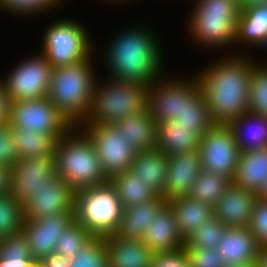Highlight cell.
Wrapping results in <instances>:
<instances>
[{"label":"cell","mask_w":267,"mask_h":267,"mask_svg":"<svg viewBox=\"0 0 267 267\" xmlns=\"http://www.w3.org/2000/svg\"><path fill=\"white\" fill-rule=\"evenodd\" d=\"M239 54L224 56L196 75L199 89L216 124L228 125L249 111V83L252 68L257 62L247 54Z\"/></svg>","instance_id":"cell-1"},{"label":"cell","mask_w":267,"mask_h":267,"mask_svg":"<svg viewBox=\"0 0 267 267\" xmlns=\"http://www.w3.org/2000/svg\"><path fill=\"white\" fill-rule=\"evenodd\" d=\"M147 27L127 29L113 37L105 55L109 79L150 85L161 75L162 50Z\"/></svg>","instance_id":"cell-2"},{"label":"cell","mask_w":267,"mask_h":267,"mask_svg":"<svg viewBox=\"0 0 267 267\" xmlns=\"http://www.w3.org/2000/svg\"><path fill=\"white\" fill-rule=\"evenodd\" d=\"M80 130L73 126L59 138L55 152L56 174L75 192L108 183L92 141Z\"/></svg>","instance_id":"cell-3"},{"label":"cell","mask_w":267,"mask_h":267,"mask_svg":"<svg viewBox=\"0 0 267 267\" xmlns=\"http://www.w3.org/2000/svg\"><path fill=\"white\" fill-rule=\"evenodd\" d=\"M91 61L92 55L74 64L54 67L51 73L47 97L76 127L89 112L93 88L98 79L94 76Z\"/></svg>","instance_id":"cell-4"},{"label":"cell","mask_w":267,"mask_h":267,"mask_svg":"<svg viewBox=\"0 0 267 267\" xmlns=\"http://www.w3.org/2000/svg\"><path fill=\"white\" fill-rule=\"evenodd\" d=\"M96 81L91 106L81 124H114L124 117L148 110V85L110 79Z\"/></svg>","instance_id":"cell-5"},{"label":"cell","mask_w":267,"mask_h":267,"mask_svg":"<svg viewBox=\"0 0 267 267\" xmlns=\"http://www.w3.org/2000/svg\"><path fill=\"white\" fill-rule=\"evenodd\" d=\"M194 6L188 22L192 39L215 49L235 43L240 12L237 0H196Z\"/></svg>","instance_id":"cell-6"},{"label":"cell","mask_w":267,"mask_h":267,"mask_svg":"<svg viewBox=\"0 0 267 267\" xmlns=\"http://www.w3.org/2000/svg\"><path fill=\"white\" fill-rule=\"evenodd\" d=\"M122 210L120 200L109 182L75 194V220L94 236L114 234Z\"/></svg>","instance_id":"cell-7"},{"label":"cell","mask_w":267,"mask_h":267,"mask_svg":"<svg viewBox=\"0 0 267 267\" xmlns=\"http://www.w3.org/2000/svg\"><path fill=\"white\" fill-rule=\"evenodd\" d=\"M82 26L76 21L61 19L47 27L41 53L53 68L77 63L93 53L88 33Z\"/></svg>","instance_id":"cell-8"},{"label":"cell","mask_w":267,"mask_h":267,"mask_svg":"<svg viewBox=\"0 0 267 267\" xmlns=\"http://www.w3.org/2000/svg\"><path fill=\"white\" fill-rule=\"evenodd\" d=\"M79 126L92 141L103 174L108 180L117 173L131 169L137 150L112 124H80Z\"/></svg>","instance_id":"cell-9"},{"label":"cell","mask_w":267,"mask_h":267,"mask_svg":"<svg viewBox=\"0 0 267 267\" xmlns=\"http://www.w3.org/2000/svg\"><path fill=\"white\" fill-rule=\"evenodd\" d=\"M9 124L58 138L73 127L48 97L13 101Z\"/></svg>","instance_id":"cell-10"},{"label":"cell","mask_w":267,"mask_h":267,"mask_svg":"<svg viewBox=\"0 0 267 267\" xmlns=\"http://www.w3.org/2000/svg\"><path fill=\"white\" fill-rule=\"evenodd\" d=\"M198 151L202 170L234 179L240 150L229 125L216 124L208 130L201 137Z\"/></svg>","instance_id":"cell-11"},{"label":"cell","mask_w":267,"mask_h":267,"mask_svg":"<svg viewBox=\"0 0 267 267\" xmlns=\"http://www.w3.org/2000/svg\"><path fill=\"white\" fill-rule=\"evenodd\" d=\"M53 67L40 52L20 62L5 76L11 101L42 99L48 96Z\"/></svg>","instance_id":"cell-12"},{"label":"cell","mask_w":267,"mask_h":267,"mask_svg":"<svg viewBox=\"0 0 267 267\" xmlns=\"http://www.w3.org/2000/svg\"><path fill=\"white\" fill-rule=\"evenodd\" d=\"M162 77L152 82L148 91V110L157 123L172 121L183 110V100H189L199 90L198 77Z\"/></svg>","instance_id":"cell-13"},{"label":"cell","mask_w":267,"mask_h":267,"mask_svg":"<svg viewBox=\"0 0 267 267\" xmlns=\"http://www.w3.org/2000/svg\"><path fill=\"white\" fill-rule=\"evenodd\" d=\"M76 192L58 175L44 180L24 205L25 220H36L60 213H75Z\"/></svg>","instance_id":"cell-14"},{"label":"cell","mask_w":267,"mask_h":267,"mask_svg":"<svg viewBox=\"0 0 267 267\" xmlns=\"http://www.w3.org/2000/svg\"><path fill=\"white\" fill-rule=\"evenodd\" d=\"M55 174V155L19 159L12 168L10 194L24 205Z\"/></svg>","instance_id":"cell-15"},{"label":"cell","mask_w":267,"mask_h":267,"mask_svg":"<svg viewBox=\"0 0 267 267\" xmlns=\"http://www.w3.org/2000/svg\"><path fill=\"white\" fill-rule=\"evenodd\" d=\"M74 221L75 213H60L36 220H24L22 232L26 236L33 259L38 262L54 254L57 240Z\"/></svg>","instance_id":"cell-16"},{"label":"cell","mask_w":267,"mask_h":267,"mask_svg":"<svg viewBox=\"0 0 267 267\" xmlns=\"http://www.w3.org/2000/svg\"><path fill=\"white\" fill-rule=\"evenodd\" d=\"M258 199L256 192L231 183L214 206L215 216L229 228L249 227Z\"/></svg>","instance_id":"cell-17"},{"label":"cell","mask_w":267,"mask_h":267,"mask_svg":"<svg viewBox=\"0 0 267 267\" xmlns=\"http://www.w3.org/2000/svg\"><path fill=\"white\" fill-rule=\"evenodd\" d=\"M201 170L199 151L168 156L164 199L168 202L171 199L189 196Z\"/></svg>","instance_id":"cell-18"},{"label":"cell","mask_w":267,"mask_h":267,"mask_svg":"<svg viewBox=\"0 0 267 267\" xmlns=\"http://www.w3.org/2000/svg\"><path fill=\"white\" fill-rule=\"evenodd\" d=\"M142 241L155 253H172L185 247L174 211L166 204L148 226Z\"/></svg>","instance_id":"cell-19"},{"label":"cell","mask_w":267,"mask_h":267,"mask_svg":"<svg viewBox=\"0 0 267 267\" xmlns=\"http://www.w3.org/2000/svg\"><path fill=\"white\" fill-rule=\"evenodd\" d=\"M218 252L226 265L257 262L262 246L246 228H227L217 246Z\"/></svg>","instance_id":"cell-20"},{"label":"cell","mask_w":267,"mask_h":267,"mask_svg":"<svg viewBox=\"0 0 267 267\" xmlns=\"http://www.w3.org/2000/svg\"><path fill=\"white\" fill-rule=\"evenodd\" d=\"M109 267H150L155 253L141 239L105 235Z\"/></svg>","instance_id":"cell-21"},{"label":"cell","mask_w":267,"mask_h":267,"mask_svg":"<svg viewBox=\"0 0 267 267\" xmlns=\"http://www.w3.org/2000/svg\"><path fill=\"white\" fill-rule=\"evenodd\" d=\"M166 204L164 197L158 195L150 201L123 209L118 229L114 234L125 239L142 240L148 226Z\"/></svg>","instance_id":"cell-22"},{"label":"cell","mask_w":267,"mask_h":267,"mask_svg":"<svg viewBox=\"0 0 267 267\" xmlns=\"http://www.w3.org/2000/svg\"><path fill=\"white\" fill-rule=\"evenodd\" d=\"M267 182V147L240 151L232 183L258 195Z\"/></svg>","instance_id":"cell-23"},{"label":"cell","mask_w":267,"mask_h":267,"mask_svg":"<svg viewBox=\"0 0 267 267\" xmlns=\"http://www.w3.org/2000/svg\"><path fill=\"white\" fill-rule=\"evenodd\" d=\"M167 204L174 211L178 228L185 241L204 223L215 216L213 205L191 196L171 199Z\"/></svg>","instance_id":"cell-24"},{"label":"cell","mask_w":267,"mask_h":267,"mask_svg":"<svg viewBox=\"0 0 267 267\" xmlns=\"http://www.w3.org/2000/svg\"><path fill=\"white\" fill-rule=\"evenodd\" d=\"M201 137L194 128L177 127L171 121L157 123L156 147L167 156L198 151Z\"/></svg>","instance_id":"cell-25"},{"label":"cell","mask_w":267,"mask_h":267,"mask_svg":"<svg viewBox=\"0 0 267 267\" xmlns=\"http://www.w3.org/2000/svg\"><path fill=\"white\" fill-rule=\"evenodd\" d=\"M112 125L137 151L156 147L157 122L149 110L124 117Z\"/></svg>","instance_id":"cell-26"},{"label":"cell","mask_w":267,"mask_h":267,"mask_svg":"<svg viewBox=\"0 0 267 267\" xmlns=\"http://www.w3.org/2000/svg\"><path fill=\"white\" fill-rule=\"evenodd\" d=\"M131 170L140 176L158 194H164L168 173V156L159 148L137 151Z\"/></svg>","instance_id":"cell-27"},{"label":"cell","mask_w":267,"mask_h":267,"mask_svg":"<svg viewBox=\"0 0 267 267\" xmlns=\"http://www.w3.org/2000/svg\"><path fill=\"white\" fill-rule=\"evenodd\" d=\"M240 151L267 147V117L245 112L229 124Z\"/></svg>","instance_id":"cell-28"},{"label":"cell","mask_w":267,"mask_h":267,"mask_svg":"<svg viewBox=\"0 0 267 267\" xmlns=\"http://www.w3.org/2000/svg\"><path fill=\"white\" fill-rule=\"evenodd\" d=\"M237 42L238 45L242 42L245 46L256 48L267 46V4L240 10L235 43Z\"/></svg>","instance_id":"cell-29"},{"label":"cell","mask_w":267,"mask_h":267,"mask_svg":"<svg viewBox=\"0 0 267 267\" xmlns=\"http://www.w3.org/2000/svg\"><path fill=\"white\" fill-rule=\"evenodd\" d=\"M108 182L114 188L123 209L145 203L158 196L151 186L131 169L115 174Z\"/></svg>","instance_id":"cell-30"},{"label":"cell","mask_w":267,"mask_h":267,"mask_svg":"<svg viewBox=\"0 0 267 267\" xmlns=\"http://www.w3.org/2000/svg\"><path fill=\"white\" fill-rule=\"evenodd\" d=\"M12 135L19 159L55 155L59 139L56 135L15 127H12Z\"/></svg>","instance_id":"cell-31"},{"label":"cell","mask_w":267,"mask_h":267,"mask_svg":"<svg viewBox=\"0 0 267 267\" xmlns=\"http://www.w3.org/2000/svg\"><path fill=\"white\" fill-rule=\"evenodd\" d=\"M171 122L177 127L194 128L201 136L216 125L200 89L189 100H183V110Z\"/></svg>","instance_id":"cell-32"},{"label":"cell","mask_w":267,"mask_h":267,"mask_svg":"<svg viewBox=\"0 0 267 267\" xmlns=\"http://www.w3.org/2000/svg\"><path fill=\"white\" fill-rule=\"evenodd\" d=\"M231 183L227 176L201 170L189 196L215 206Z\"/></svg>","instance_id":"cell-33"},{"label":"cell","mask_w":267,"mask_h":267,"mask_svg":"<svg viewBox=\"0 0 267 267\" xmlns=\"http://www.w3.org/2000/svg\"><path fill=\"white\" fill-rule=\"evenodd\" d=\"M23 205L10 193L0 196V239L22 232Z\"/></svg>","instance_id":"cell-34"},{"label":"cell","mask_w":267,"mask_h":267,"mask_svg":"<svg viewBox=\"0 0 267 267\" xmlns=\"http://www.w3.org/2000/svg\"><path fill=\"white\" fill-rule=\"evenodd\" d=\"M249 111L267 117V64L257 63L252 68L249 83Z\"/></svg>","instance_id":"cell-35"},{"label":"cell","mask_w":267,"mask_h":267,"mask_svg":"<svg viewBox=\"0 0 267 267\" xmlns=\"http://www.w3.org/2000/svg\"><path fill=\"white\" fill-rule=\"evenodd\" d=\"M71 267H109L104 237L94 236L76 255L70 258Z\"/></svg>","instance_id":"cell-36"},{"label":"cell","mask_w":267,"mask_h":267,"mask_svg":"<svg viewBox=\"0 0 267 267\" xmlns=\"http://www.w3.org/2000/svg\"><path fill=\"white\" fill-rule=\"evenodd\" d=\"M93 237L94 235L88 229L75 220L57 240L55 252L71 258Z\"/></svg>","instance_id":"cell-37"},{"label":"cell","mask_w":267,"mask_h":267,"mask_svg":"<svg viewBox=\"0 0 267 267\" xmlns=\"http://www.w3.org/2000/svg\"><path fill=\"white\" fill-rule=\"evenodd\" d=\"M227 228L213 216L186 240L185 247L217 248Z\"/></svg>","instance_id":"cell-38"},{"label":"cell","mask_w":267,"mask_h":267,"mask_svg":"<svg viewBox=\"0 0 267 267\" xmlns=\"http://www.w3.org/2000/svg\"><path fill=\"white\" fill-rule=\"evenodd\" d=\"M62 0H0V9L16 15L44 13L55 8Z\"/></svg>","instance_id":"cell-39"},{"label":"cell","mask_w":267,"mask_h":267,"mask_svg":"<svg viewBox=\"0 0 267 267\" xmlns=\"http://www.w3.org/2000/svg\"><path fill=\"white\" fill-rule=\"evenodd\" d=\"M0 257L33 259L30 246L23 232L0 239Z\"/></svg>","instance_id":"cell-40"},{"label":"cell","mask_w":267,"mask_h":267,"mask_svg":"<svg viewBox=\"0 0 267 267\" xmlns=\"http://www.w3.org/2000/svg\"><path fill=\"white\" fill-rule=\"evenodd\" d=\"M191 267H225L226 264L221 258L218 249L215 247H184Z\"/></svg>","instance_id":"cell-41"},{"label":"cell","mask_w":267,"mask_h":267,"mask_svg":"<svg viewBox=\"0 0 267 267\" xmlns=\"http://www.w3.org/2000/svg\"><path fill=\"white\" fill-rule=\"evenodd\" d=\"M18 160L12 126L10 124L0 126V165L12 169Z\"/></svg>","instance_id":"cell-42"},{"label":"cell","mask_w":267,"mask_h":267,"mask_svg":"<svg viewBox=\"0 0 267 267\" xmlns=\"http://www.w3.org/2000/svg\"><path fill=\"white\" fill-rule=\"evenodd\" d=\"M249 228L259 244L267 247V201L258 199Z\"/></svg>","instance_id":"cell-43"},{"label":"cell","mask_w":267,"mask_h":267,"mask_svg":"<svg viewBox=\"0 0 267 267\" xmlns=\"http://www.w3.org/2000/svg\"><path fill=\"white\" fill-rule=\"evenodd\" d=\"M150 267H191L185 248L172 253H157L153 256Z\"/></svg>","instance_id":"cell-44"},{"label":"cell","mask_w":267,"mask_h":267,"mask_svg":"<svg viewBox=\"0 0 267 267\" xmlns=\"http://www.w3.org/2000/svg\"><path fill=\"white\" fill-rule=\"evenodd\" d=\"M12 101L5 81L0 79V126H6L10 123L11 119Z\"/></svg>","instance_id":"cell-45"},{"label":"cell","mask_w":267,"mask_h":267,"mask_svg":"<svg viewBox=\"0 0 267 267\" xmlns=\"http://www.w3.org/2000/svg\"><path fill=\"white\" fill-rule=\"evenodd\" d=\"M37 265L39 267H71L70 258L56 252L39 260Z\"/></svg>","instance_id":"cell-46"},{"label":"cell","mask_w":267,"mask_h":267,"mask_svg":"<svg viewBox=\"0 0 267 267\" xmlns=\"http://www.w3.org/2000/svg\"><path fill=\"white\" fill-rule=\"evenodd\" d=\"M12 169L0 165V196L10 193Z\"/></svg>","instance_id":"cell-47"},{"label":"cell","mask_w":267,"mask_h":267,"mask_svg":"<svg viewBox=\"0 0 267 267\" xmlns=\"http://www.w3.org/2000/svg\"><path fill=\"white\" fill-rule=\"evenodd\" d=\"M36 263L34 259H10V257H0V267H33Z\"/></svg>","instance_id":"cell-48"},{"label":"cell","mask_w":267,"mask_h":267,"mask_svg":"<svg viewBox=\"0 0 267 267\" xmlns=\"http://www.w3.org/2000/svg\"><path fill=\"white\" fill-rule=\"evenodd\" d=\"M262 4H267V0H238V6L240 10Z\"/></svg>","instance_id":"cell-49"},{"label":"cell","mask_w":267,"mask_h":267,"mask_svg":"<svg viewBox=\"0 0 267 267\" xmlns=\"http://www.w3.org/2000/svg\"><path fill=\"white\" fill-rule=\"evenodd\" d=\"M257 267H267V247H262L259 259L256 262Z\"/></svg>","instance_id":"cell-50"},{"label":"cell","mask_w":267,"mask_h":267,"mask_svg":"<svg viewBox=\"0 0 267 267\" xmlns=\"http://www.w3.org/2000/svg\"><path fill=\"white\" fill-rule=\"evenodd\" d=\"M225 267H257L256 262H248V263H242V264H232V265H226Z\"/></svg>","instance_id":"cell-51"},{"label":"cell","mask_w":267,"mask_h":267,"mask_svg":"<svg viewBox=\"0 0 267 267\" xmlns=\"http://www.w3.org/2000/svg\"><path fill=\"white\" fill-rule=\"evenodd\" d=\"M259 198H261L262 200L267 201V182H266L264 188L262 189V191L260 192Z\"/></svg>","instance_id":"cell-52"},{"label":"cell","mask_w":267,"mask_h":267,"mask_svg":"<svg viewBox=\"0 0 267 267\" xmlns=\"http://www.w3.org/2000/svg\"><path fill=\"white\" fill-rule=\"evenodd\" d=\"M110 1H111V0H110ZM112 1H113V2H116V1H117V2H120V1H121V2H122V0H112ZM123 1L125 2V0H123ZM126 1H127V0H126Z\"/></svg>","instance_id":"cell-53"}]
</instances>
